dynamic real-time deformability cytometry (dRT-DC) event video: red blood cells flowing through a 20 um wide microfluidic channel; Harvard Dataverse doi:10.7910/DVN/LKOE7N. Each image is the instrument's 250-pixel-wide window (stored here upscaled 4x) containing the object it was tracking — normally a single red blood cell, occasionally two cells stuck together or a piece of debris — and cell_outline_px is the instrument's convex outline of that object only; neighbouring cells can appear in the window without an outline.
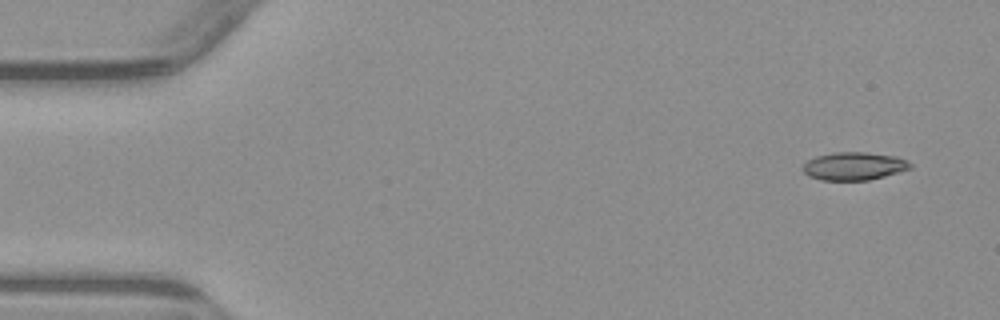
{"species": "common noctule bat (a hibernating species)", "species_latin": "Nyctalus noctula", "temperature_condition": "warm", "stored_images_in_passage": 5, "camera_frame_rate_fps": 3000, "um_per_image_px": 0.085, "animal": {"sex": "male", "body_mass_g": 23.1, "forearm_length_mm": 52.7}, "frame": {"image": 1, "passage_image": 1, "time_ms": 0.0, "image_size_px": [1000, 320], "cell_outline_px": [[912, 168], [884, 176], [868, 180], [820, 180], [808, 176], [800, 168], [808, 160], [816, 156], [836, 152], [864, 152], [896, 156], [912, 164]], "centroid_in_image_um": [72.55, 14.12], "position_along_channel_um": 12.4, "area_um2": 17.46}}
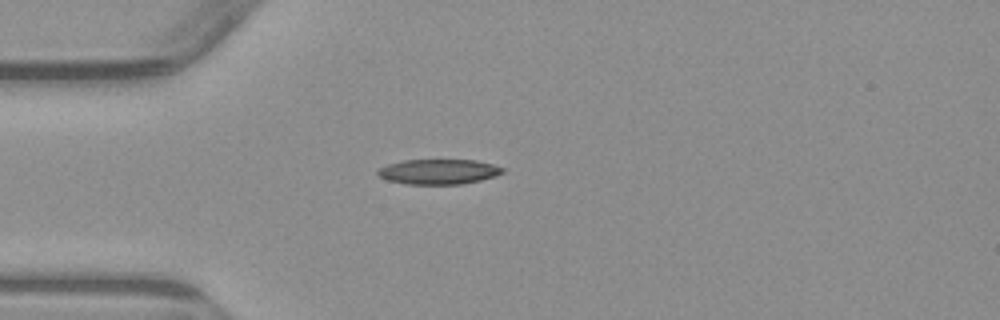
{"frame": {"image": 2, "passage_image": 4, "time_ms": 3.667, "image_size_px": [1000, 320], "cell_outline_px": [[504, 172], [496, 176], [464, 184], [404, 184], [388, 180], [380, 176], [376, 172], [380, 168], [388, 164], [404, 160], [476, 160], [492, 164], [504, 168]], "centroid_in_image_um": [37.3, 14.59], "position_along_channel_um": 47.7, "area_um2": 18.21}}